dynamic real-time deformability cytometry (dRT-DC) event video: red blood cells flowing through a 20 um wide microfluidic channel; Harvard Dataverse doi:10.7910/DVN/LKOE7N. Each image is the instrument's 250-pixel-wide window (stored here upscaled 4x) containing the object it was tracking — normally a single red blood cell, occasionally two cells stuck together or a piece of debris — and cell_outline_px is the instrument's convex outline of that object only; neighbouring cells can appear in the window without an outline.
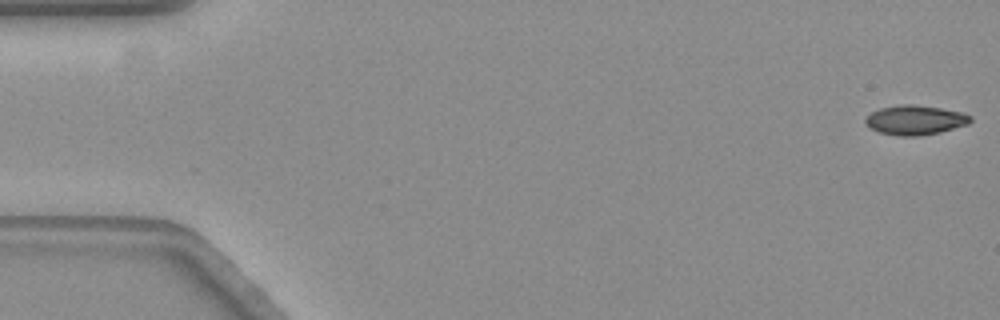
{"species": "common noctule bat (a hibernating species)", "species_latin": "Nyctalus noctula", "temperature_condition": "warm", "stored_images_in_passage": 58, "camera_frame_rate_fps": 3000, "um_per_image_px": 0.085, "animal": {"sex": "female", "body_mass_g": 19.3, "forearm_length_mm": 54.1}, "frame": {"image": 1, "passage_image": 1, "time_ms": 0.0, "image_size_px": [1000, 320], "cell_outline_px": [[972, 120], [968, 124], [940, 132], [920, 136], [900, 136], [880, 132], [872, 128], [864, 120], [872, 112], [880, 108], [900, 104], [912, 104], [940, 108], [960, 112], [972, 116]], "centroid_in_image_um": [77.81, 10.2], "position_along_channel_um": 7.2, "area_um2": 17.86}}
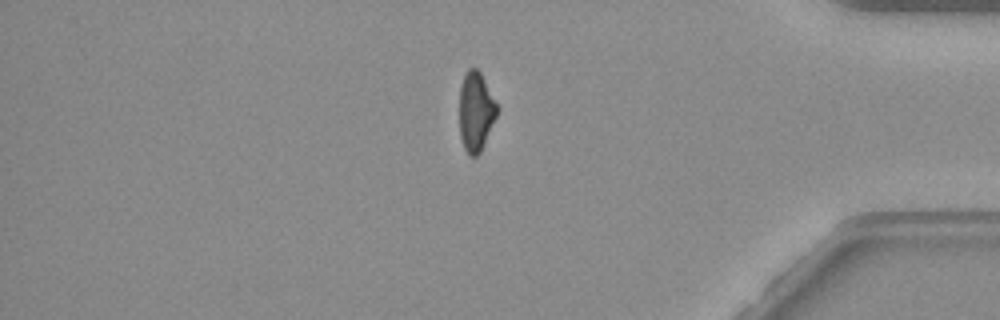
{"frame": {"image": 2, "passage_image": 49, "time_ms": 16.0, "image_size_px": [1000, 320], "cell_outline_px": [[500, 108], [484, 144], [480, 152], [476, 156], [468, 156], [464, 148], [460, 136], [460, 84], [468, 68], [476, 68], [480, 72]], "centroid_in_image_um": [40.45, 9.48], "position_along_channel_um": 394.7, "area_um2": 17.46}}
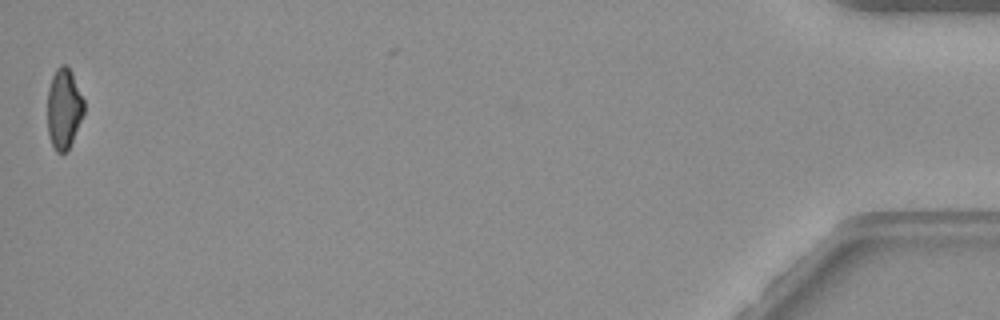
{"frame": {"image": 3, "passage_image": 58, "time_ms": 19.0, "image_size_px": [1000, 320], "cell_outline_px": [[84, 112], [72, 140], [68, 148], [64, 152], [56, 152], [52, 144], [48, 132], [48, 88], [52, 76], [56, 68], [60, 64], [64, 64], [72, 72], [84, 100]], "centroid_in_image_um": [5.42, 9.19], "position_along_channel_um": 429.8, "area_um2": 16.88}, "authors_computed_cell_mechanics": {"area_um2": 18.785, "velocity_mm_per_s": 3.5306, "shape_relaxation_time_tau1_ms": 5.9033, "shape_relaxation_time_tau2_ms": 4.4706, "deformation_change_tau1": 0.1833, "deformation_change_tau2": 0.1144}}